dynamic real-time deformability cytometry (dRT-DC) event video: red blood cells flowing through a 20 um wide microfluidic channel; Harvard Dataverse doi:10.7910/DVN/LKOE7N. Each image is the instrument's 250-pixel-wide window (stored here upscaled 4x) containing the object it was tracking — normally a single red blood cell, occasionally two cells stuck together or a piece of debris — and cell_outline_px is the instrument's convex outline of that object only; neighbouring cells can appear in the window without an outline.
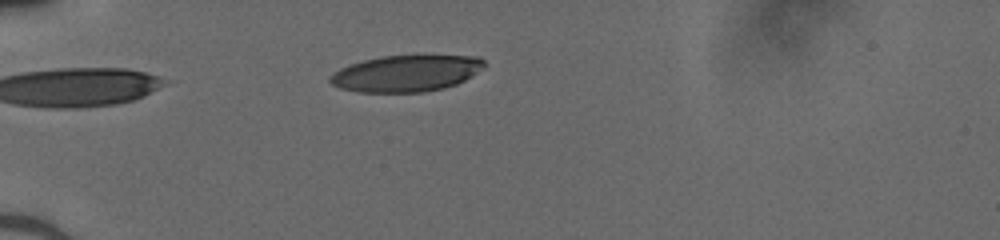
{"species": "human", "species_latin": "Homo sapiens", "temperature_condition": "cold", "stored_images_in_passage": 30, "camera_frame_rate_fps": 3000, "um_per_image_px": 0.085, "donor": {"sex": "male"}, "frame": {"image": 1, "passage_image": 1, "time_ms": 0.0, "image_size_px": [1000, 240], "cell_outline_px": [[484, 68], [464, 80], [456, 84], [444, 88], [424, 92], [356, 92], [340, 88], [332, 84], [328, 80], [328, 76], [340, 68], [364, 60], [380, 56], [480, 56], [484, 60]], "centroid_in_image_um": [34.51, 6.24], "position_along_channel_um": 50.5, "area_um2": 32.66}}
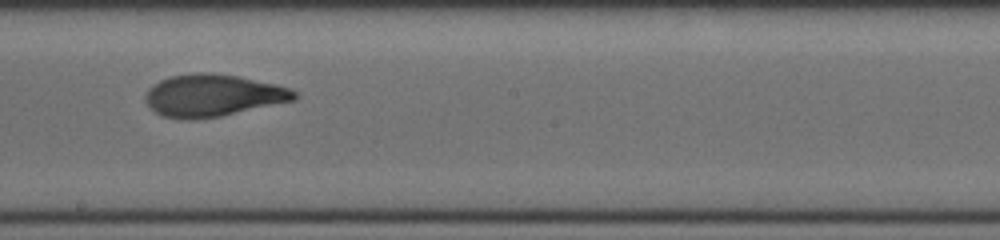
{"frame": {"image": 2, "passage_image": 16, "time_ms": 5.0, "image_size_px": [1000, 240], "cell_outline_px": [[300, 96], [296, 100], [220, 116], [192, 120], [188, 120], [164, 116], [156, 112], [144, 100], [144, 96], [148, 88], [152, 84], [168, 76], [196, 72], [212, 72], [240, 76], [276, 84], [292, 88], [300, 92]], "centroid_in_image_um": [18.13, 8.09], "position_along_channel_um": 230.1, "area_um2": 37.11}}
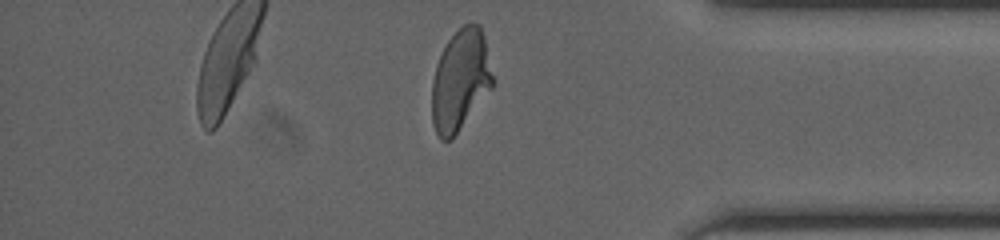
{"frame": {"image": 3, "passage_image": 29, "time_ms": 9.333, "image_size_px": [1000, 240], "cell_outline_px": [[492, 88], [452, 140], [440, 140], [432, 124], [432, 80], [436, 64], [448, 40], [464, 24], [480, 24], [484, 36], [492, 76]], "centroid_in_image_um": [39.11, 6.86], "position_along_channel_um": 396.1, "area_um2": 35.55}}